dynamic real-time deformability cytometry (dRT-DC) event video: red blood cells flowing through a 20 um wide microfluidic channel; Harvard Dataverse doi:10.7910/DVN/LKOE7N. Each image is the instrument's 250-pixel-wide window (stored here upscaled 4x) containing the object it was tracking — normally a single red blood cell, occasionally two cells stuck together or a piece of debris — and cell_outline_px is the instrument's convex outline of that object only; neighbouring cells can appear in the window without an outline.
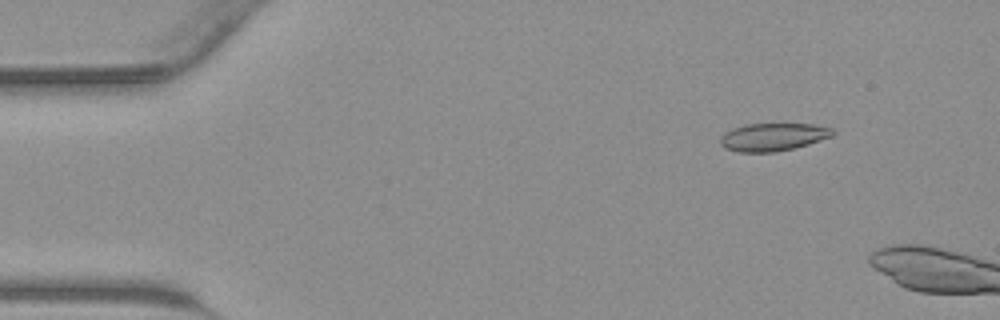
{"species": "common noctule bat (a hibernating species)", "species_latin": "Nyctalus noctula", "temperature_condition": "warm", "stored_images_in_passage": 7, "camera_frame_rate_fps": 3000, "um_per_image_px": 0.085, "animal": {"sex": "male", "body_mass_g": 23.1, "forearm_length_mm": 52.7}, "frame": {"image": 1, "passage_image": 5, "time_ms": 1.333, "image_size_px": [1000, 320], "cell_outline_px": [[836, 132], [832, 136], [808, 144], [776, 152], [736, 152], [724, 148], [720, 144], [720, 136], [724, 132], [732, 128], [744, 124], [812, 124], [832, 128]], "centroid_in_image_um": [65.66, 11.64], "position_along_channel_um": 19.3, "area_um2": 18.32}}